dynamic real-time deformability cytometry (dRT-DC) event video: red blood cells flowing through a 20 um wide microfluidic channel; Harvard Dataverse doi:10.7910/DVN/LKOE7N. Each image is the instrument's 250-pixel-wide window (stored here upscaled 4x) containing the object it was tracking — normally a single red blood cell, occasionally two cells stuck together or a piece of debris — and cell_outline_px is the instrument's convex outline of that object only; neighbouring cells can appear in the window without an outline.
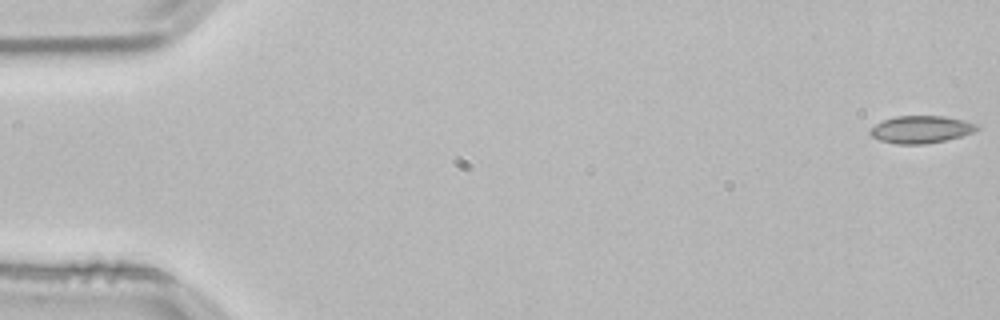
{"species": "common noctule bat (a hibernating species)", "species_latin": "Nyctalus noctula", "temperature_condition": "room temperature", "stored_images_in_passage": 47, "camera_frame_rate_fps": 3000, "um_per_image_px": 0.085, "animal": {"sex": "male", "body_mass_g": 21.5, "forearm_length_mm": 52.0}, "frame": {"image": 1, "passage_image": 1, "time_ms": 0.0, "image_size_px": [1000, 320], "cell_outline_px": [[980, 128], [972, 132], [960, 136], [944, 140], [924, 144], [896, 144], [880, 140], [872, 136], [868, 132], [868, 128], [884, 120], [896, 116], [944, 116], [964, 120], [980, 124]], "centroid_in_image_um": [78.27, 10.99], "position_along_channel_um": 6.7, "area_um2": 17.05}}
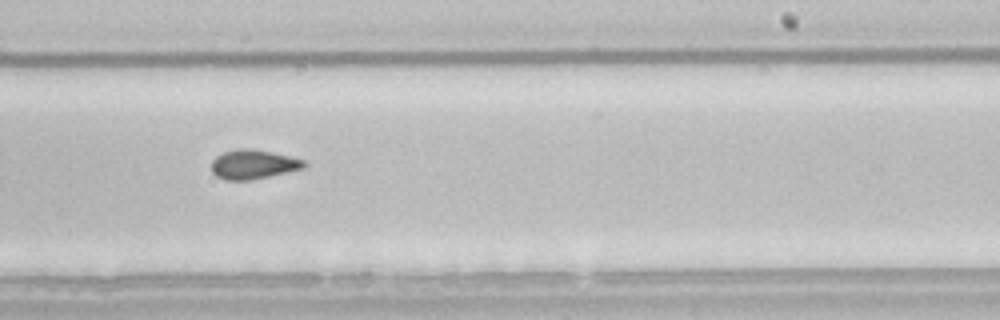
{"frame": {"image": 2, "passage_image": 33, "time_ms": 10.667, "image_size_px": [1000, 320], "cell_outline_px": [[308, 164], [304, 168], [288, 172], [252, 180], [224, 180], [216, 176], [212, 172], [212, 160], [216, 156], [224, 152], [236, 148], [248, 148], [272, 152], [292, 156], [304, 160]], "centroid_in_image_um": [21.54, 13.97], "position_along_channel_um": 267.5, "area_um2": 16.01}}
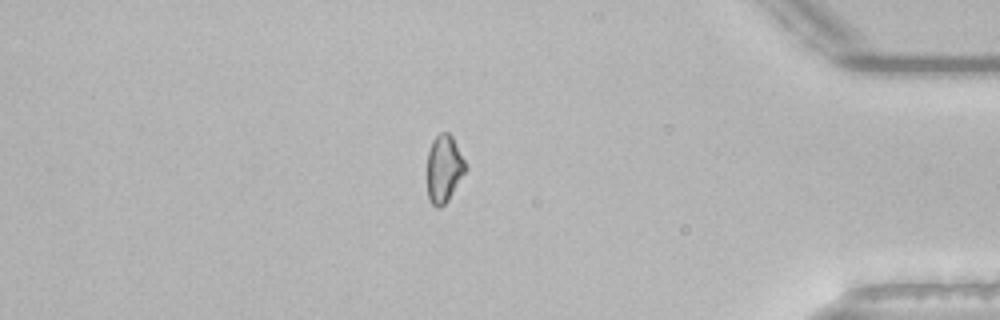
{"frame": {"image": 3, "passage_image": 46, "time_ms": 15.0, "image_size_px": [1000, 320], "cell_outline_px": [[468, 168], [448, 200], [440, 208], [436, 208], [428, 200], [428, 152], [432, 140], [440, 132], [448, 132], [452, 136]], "centroid_in_image_um": [37.74, 14.35], "position_along_channel_um": 397.5, "area_um2": 15.03}}